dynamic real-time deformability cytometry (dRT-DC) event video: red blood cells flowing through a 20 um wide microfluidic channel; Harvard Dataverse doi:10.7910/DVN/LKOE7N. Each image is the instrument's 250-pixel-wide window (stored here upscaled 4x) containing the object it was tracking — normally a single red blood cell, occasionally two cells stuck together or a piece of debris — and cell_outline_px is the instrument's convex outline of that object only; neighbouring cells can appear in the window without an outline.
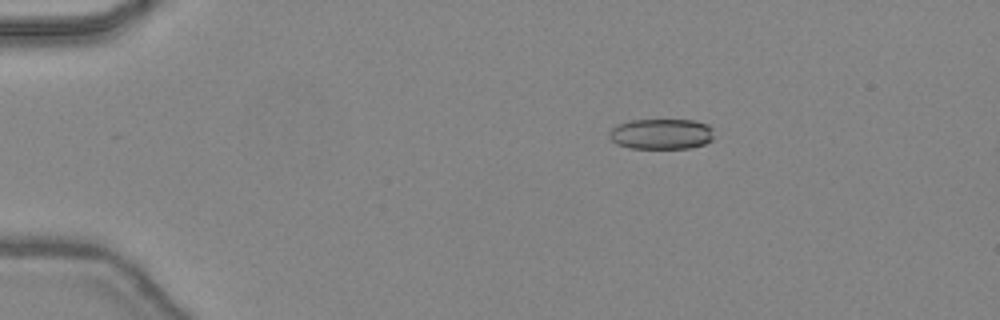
{"species": "common noctule bat (a hibernating species)", "species_latin": "Nyctalus noctula", "temperature_condition": "warm", "stored_images_in_passage": 12, "camera_frame_rate_fps": 3000, "um_per_image_px": 0.085, "animal": {"sex": "female", "body_mass_g": 24.6, "forearm_length_mm": 56.2}, "frame": {"image": 1, "passage_image": 10, "time_ms": 3.0, "image_size_px": [1000, 320], "cell_outline_px": [[712, 140], [704, 144], [692, 148], [628, 148], [616, 144], [608, 136], [608, 132], [616, 124], [628, 120], [692, 120], [708, 124], [712, 128]], "centroid_in_image_um": [56.17, 11.38], "position_along_channel_um": 28.8, "area_um2": 18.84}}